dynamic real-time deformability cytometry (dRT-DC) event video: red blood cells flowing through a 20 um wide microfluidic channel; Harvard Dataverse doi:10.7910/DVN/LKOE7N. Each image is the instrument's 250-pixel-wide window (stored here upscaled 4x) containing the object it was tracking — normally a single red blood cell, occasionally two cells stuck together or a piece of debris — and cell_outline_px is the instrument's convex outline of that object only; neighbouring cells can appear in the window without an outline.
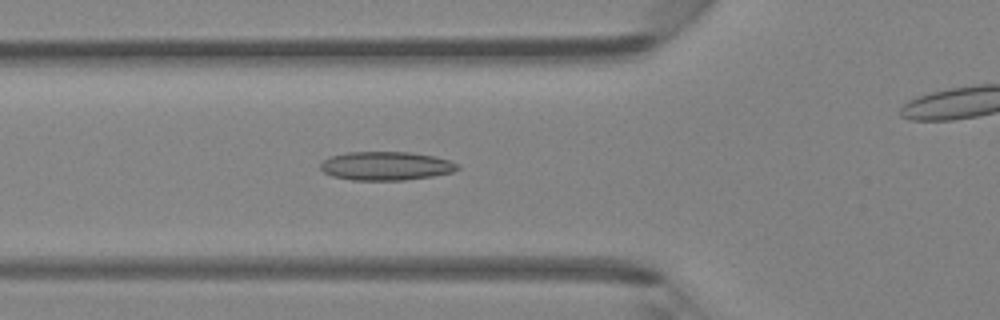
{"species": "Egyptian fruit bat (a non-hibernating species)", "species_latin": "Rousettus aegyptiacus", "temperature_condition": "room temperature", "stored_images_in_passage": 42, "camera_frame_rate_fps": 3000, "um_per_image_px": 0.085, "animal": {"sex": "female"}, "frame": {"image": 1, "passage_image": 11, "time_ms": 3.333, "image_size_px": [1000, 320], "cell_outline_px": [[460, 168], [452, 172], [432, 176], [404, 180], [352, 180], [332, 176], [324, 172], [320, 168], [320, 164], [324, 160], [332, 156], [348, 152], [408, 152], [432, 156], [448, 160], [456, 164]], "centroid_in_image_um": [32.78, 14.11], "position_along_channel_um": 93.0, "area_um2": 22.66}}
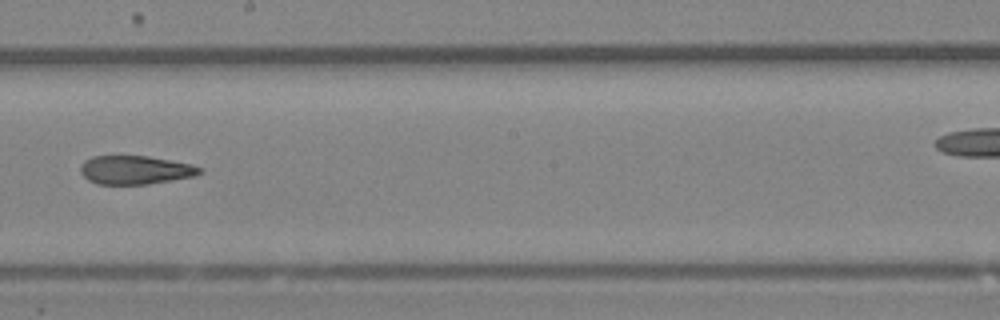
{"frame": {"image": 2, "passage_image": 21, "time_ms": 6.667, "image_size_px": [1000, 320], "cell_outline_px": [[204, 172], [196, 176], [148, 184], [96, 184], [88, 180], [80, 172], [80, 168], [84, 160], [92, 156], [148, 156], [192, 164], [204, 168]], "centroid_in_image_um": [11.53, 14.45], "position_along_channel_um": 236.7, "area_um2": 20.06}}
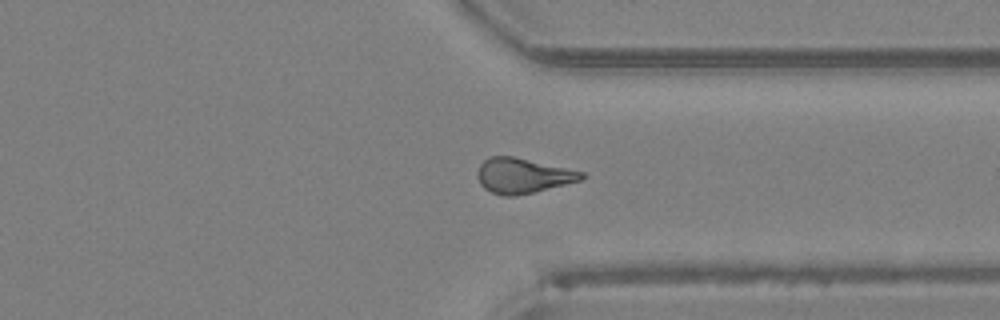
{"frame": {"image": 3, "passage_image": 30, "time_ms": 9.667, "image_size_px": [1000, 320], "cell_outline_px": [[588, 176], [580, 180], [516, 196], [504, 196], [492, 192], [484, 188], [480, 184], [476, 172], [480, 164], [488, 156], [512, 156], [584, 172]], "centroid_in_image_um": [44.4, 14.92], "position_along_channel_um": 367.0, "area_um2": 21.04}, "authors_computed_cell_mechanics": {"area_um2": 21.3282, "velocity_mm_per_s": 4.3235, "shape_relaxation_time_tau1_ms": null, "shape_relaxation_time_tau2_ms": 5.528, "deformation_change_tau1": null, "deformation_change_tau2": 0.1589}}